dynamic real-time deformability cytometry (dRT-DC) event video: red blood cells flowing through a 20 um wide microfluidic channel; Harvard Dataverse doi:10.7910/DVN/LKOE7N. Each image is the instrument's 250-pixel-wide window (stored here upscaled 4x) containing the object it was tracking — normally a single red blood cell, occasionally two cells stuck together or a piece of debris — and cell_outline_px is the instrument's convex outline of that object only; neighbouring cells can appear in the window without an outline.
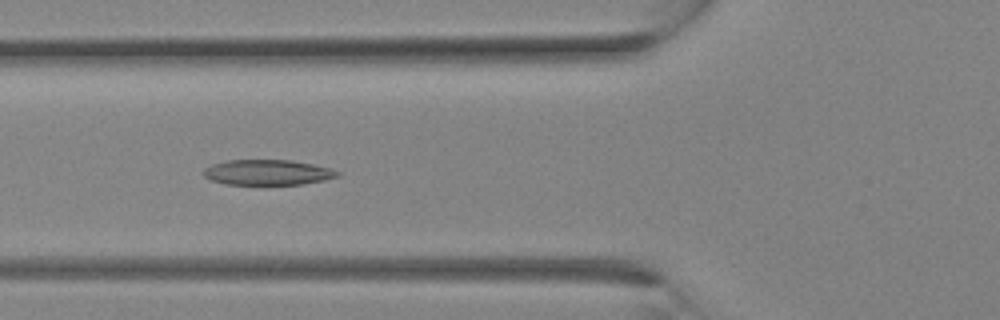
{"species": "Egyptian fruit bat (a non-hibernating species)", "species_latin": "Rousettus aegyptiacus", "temperature_condition": "room temperature", "stored_images_in_passage": 29, "camera_frame_rate_fps": 3000, "um_per_image_px": 0.085, "animal": {"sex": "female"}, "frame": {"image": 1, "passage_image": 10, "time_ms": 3.0, "image_size_px": [1000, 320], "cell_outline_px": [[340, 176], [324, 180], [300, 184], [224, 184], [208, 180], [204, 176], [204, 168], [212, 164], [228, 160], [292, 160], [312, 164], [328, 168], [340, 172]], "centroid_in_image_um": [22.71, 14.65], "position_along_channel_um": 103.1, "area_um2": 19.71}}
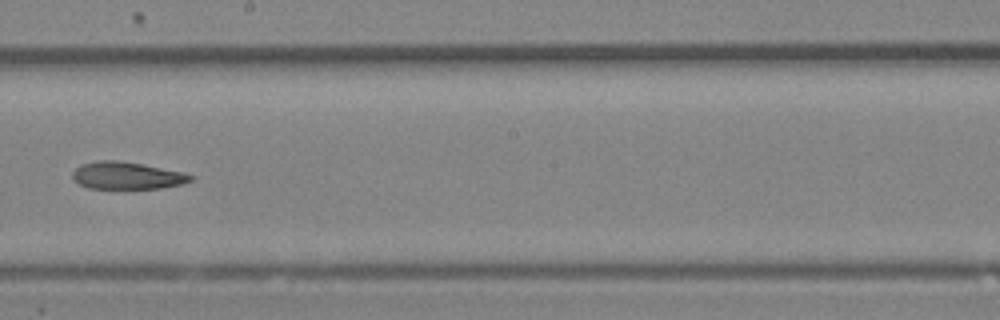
{"frame": {"image": 2, "passage_image": 16, "time_ms": 5.0, "image_size_px": [1000, 320], "cell_outline_px": [[196, 176], [192, 180], [180, 184], [160, 188], [88, 188], [80, 184], [72, 176], [72, 172], [80, 164], [96, 160], [116, 160], [140, 164], [180, 172]], "centroid_in_image_um": [10.75, 14.92], "position_along_channel_um": 237.5, "area_um2": 18.44}}
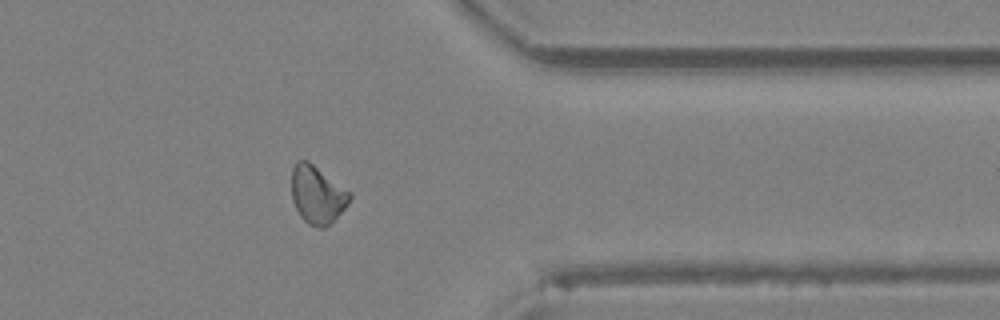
{"frame": {"image": 3, "passage_image": 23, "time_ms": 7.333, "image_size_px": [1000, 320], "cell_outline_px": [[352, 196], [348, 204], [324, 228], [320, 228], [308, 224], [300, 216], [292, 200], [292, 168], [296, 160], [308, 160], [352, 192]], "centroid_in_image_um": [26.96, 16.51], "position_along_channel_um": 384.4, "area_um2": 19.59}}